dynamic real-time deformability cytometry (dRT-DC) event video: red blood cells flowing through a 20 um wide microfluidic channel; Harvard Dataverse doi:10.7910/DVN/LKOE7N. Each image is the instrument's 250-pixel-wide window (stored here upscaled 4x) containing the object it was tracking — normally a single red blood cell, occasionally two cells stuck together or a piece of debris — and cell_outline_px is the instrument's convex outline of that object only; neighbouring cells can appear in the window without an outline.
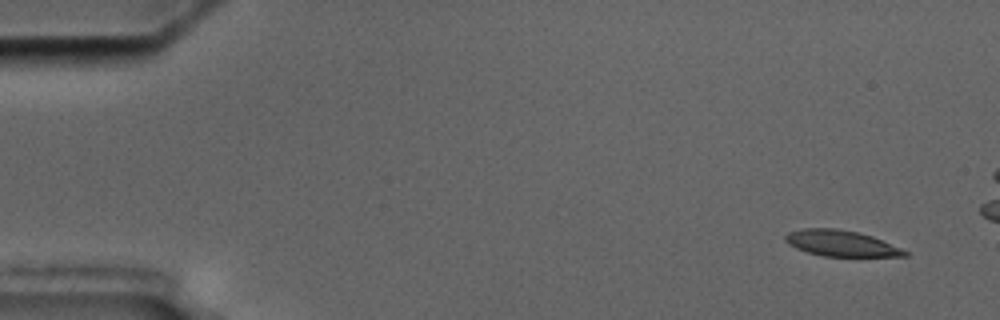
{"species": "common noctule bat (a hibernating species)", "species_latin": "Nyctalus noctula", "temperature_condition": "cold", "stored_images_in_passage": 5, "camera_frame_rate_fps": 3000, "um_per_image_px": 0.085, "animal": {"sex": "male", "body_mass_g": 17.5, "forearm_length_mm": 52.3}, "frame": {"image": 1, "passage_image": 1, "time_ms": 0.0, "image_size_px": [1000, 320], "cell_outline_px": [[908, 256], [824, 256], [808, 252], [796, 248], [788, 244], [784, 240], [784, 236], [788, 232], [800, 228], [836, 228], [856, 232], [872, 236], [900, 248], [908, 252]], "centroid_in_image_um": [71.43, 20.67], "position_along_channel_um": 13.6, "area_um2": 17.92}}